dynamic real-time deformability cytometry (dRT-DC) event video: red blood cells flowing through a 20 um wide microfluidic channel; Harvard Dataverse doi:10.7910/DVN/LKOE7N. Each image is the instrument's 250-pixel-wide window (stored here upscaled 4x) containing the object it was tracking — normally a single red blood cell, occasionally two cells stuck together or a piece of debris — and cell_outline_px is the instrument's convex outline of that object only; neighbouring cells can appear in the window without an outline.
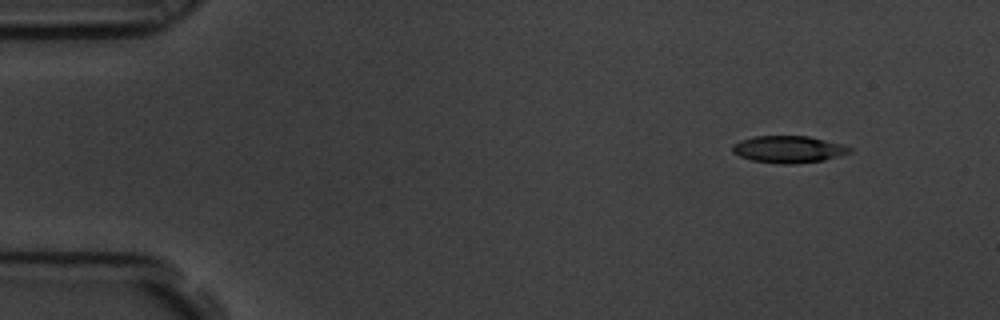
{"species": "common noctule bat (a hibernating species)", "species_latin": "Nyctalus noctula", "temperature_condition": "room temperature", "stored_images_in_passage": 4, "camera_frame_rate_fps": 3000, "um_per_image_px": 0.085, "animal": {"sex": "male", "body_mass_g": 19.5, "forearm_length_mm": 54.6}, "frame": {"image": 1, "passage_image": 1, "time_ms": 0.0, "image_size_px": [1000, 320], "cell_outline_px": [[852, 152], [824, 160], [796, 164], [780, 164], [752, 160], [740, 156], [732, 152], [732, 144], [740, 140], [752, 136], [808, 136], [840, 144], [852, 148]], "centroid_in_image_um": [66.99, 12.69], "position_along_channel_um": 18.0, "area_um2": 18.44}}
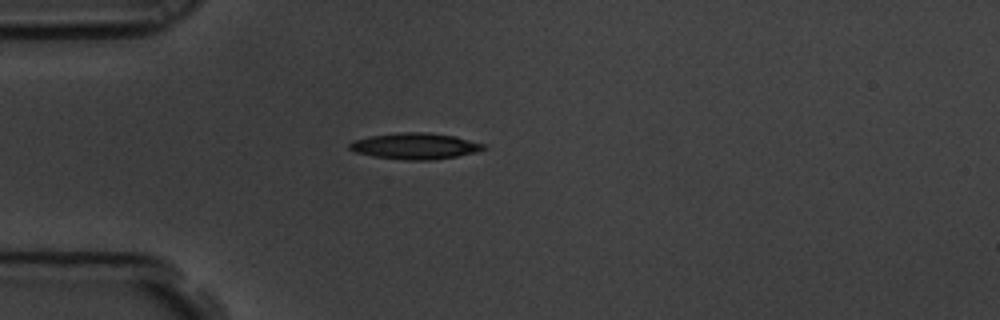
{"frame": {"image": 2, "passage_image": 4, "time_ms": 1.0, "image_size_px": [1000, 320], "cell_outline_px": [[488, 148], [476, 152], [456, 156], [432, 160], [404, 160], [372, 156], [356, 152], [348, 148], [348, 144], [352, 140], [368, 136], [396, 132], [428, 132], [456, 136], [488, 144]], "centroid_in_image_um": [35.3, 12.4], "position_along_channel_um": 49.7, "area_um2": 20.87}}